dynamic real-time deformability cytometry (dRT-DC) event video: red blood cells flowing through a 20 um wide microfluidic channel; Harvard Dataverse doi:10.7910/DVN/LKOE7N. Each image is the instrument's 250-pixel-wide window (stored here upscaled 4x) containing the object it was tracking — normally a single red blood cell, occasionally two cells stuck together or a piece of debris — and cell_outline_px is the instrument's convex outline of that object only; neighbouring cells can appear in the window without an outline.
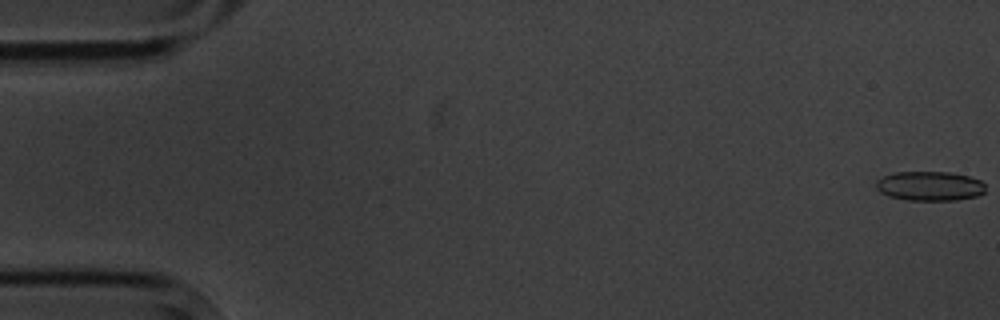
{"species": "common noctule bat (a hibernating species)", "species_latin": "Nyctalus noctula", "temperature_condition": "cold", "stored_images_in_passage": 6, "camera_frame_rate_fps": 3000, "um_per_image_px": 0.085, "animal": {"sex": "male", "body_mass_g": 20.1, "forearm_length_mm": 53.5}, "frame": {"image": 1, "passage_image": 1, "time_ms": 0.0, "image_size_px": [1000, 320], "cell_outline_px": [[984, 192], [980, 196], [956, 200], [908, 200], [888, 196], [880, 192], [876, 188], [876, 180], [884, 176], [896, 172], [948, 172], [968, 176], [980, 180], [984, 184]], "centroid_in_image_um": [79.03, 15.82], "position_along_channel_um": 6.0, "area_um2": 18.79}}
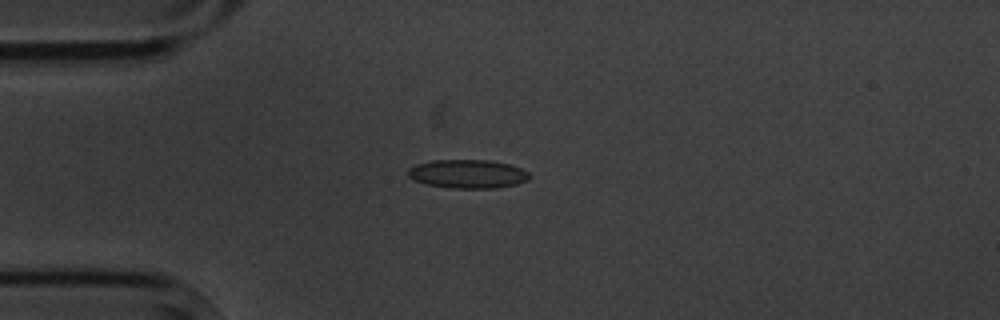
{"frame": {"image": 2, "passage_image": 5, "time_ms": 4.667, "image_size_px": [1000, 320], "cell_outline_px": [[528, 180], [516, 184], [492, 188], [452, 188], [428, 184], [416, 180], [408, 176], [408, 168], [416, 164], [432, 160], [488, 160], [508, 164], [520, 168], [528, 172]], "centroid_in_image_um": [39.74, 14.77], "position_along_channel_um": 45.3, "area_um2": 20.0}}
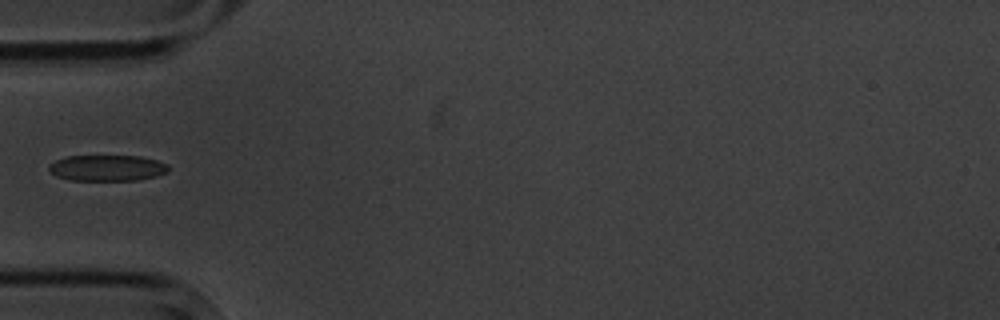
{"frame": {"image": 3, "passage_image": 6, "time_ms": 6.0, "image_size_px": [1000, 320], "cell_outline_px": [[168, 172], [156, 176], [136, 180], [68, 180], [56, 176], [48, 168], [48, 164], [64, 156], [140, 156], [156, 160], [168, 164]], "centroid_in_image_um": [9.09, 14.27], "position_along_channel_um": 75.9, "area_um2": 18.15}}